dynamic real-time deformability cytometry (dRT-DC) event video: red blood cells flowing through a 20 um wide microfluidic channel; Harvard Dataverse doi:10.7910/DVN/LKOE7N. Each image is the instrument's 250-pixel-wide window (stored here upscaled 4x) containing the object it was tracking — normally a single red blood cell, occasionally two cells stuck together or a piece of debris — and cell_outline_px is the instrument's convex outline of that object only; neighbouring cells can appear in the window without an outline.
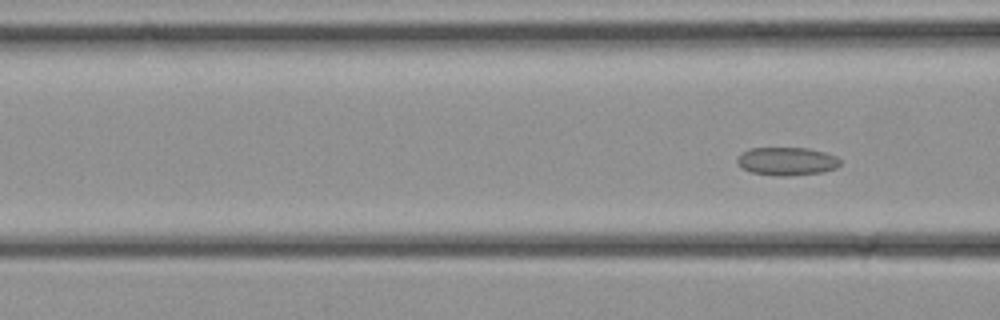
{"species": "common noctule bat (a hibernating species)", "species_latin": "Nyctalus noctula", "temperature_condition": "cold", "stored_images_in_passage": 12, "segment_of_instrument_passage": [2, 2], "camera_frame_rate_fps": 3000, "um_per_image_px": 0.085, "animal": {"sex": "female", "body_mass_g": 21.9}, "frame": {"image": 1, "passage_image": 12, "time_ms": 3.667, "image_size_px": [1000, 320], "cell_outline_px": [[840, 164], [836, 168], [824, 172], [788, 176], [780, 176], [752, 172], [740, 168], [736, 164], [736, 160], [748, 148], [808, 148], [824, 152], [836, 156], [840, 160]], "centroid_in_image_um": [66.88, 13.71], "position_along_channel_um": 99.7, "area_um2": 16.94}}